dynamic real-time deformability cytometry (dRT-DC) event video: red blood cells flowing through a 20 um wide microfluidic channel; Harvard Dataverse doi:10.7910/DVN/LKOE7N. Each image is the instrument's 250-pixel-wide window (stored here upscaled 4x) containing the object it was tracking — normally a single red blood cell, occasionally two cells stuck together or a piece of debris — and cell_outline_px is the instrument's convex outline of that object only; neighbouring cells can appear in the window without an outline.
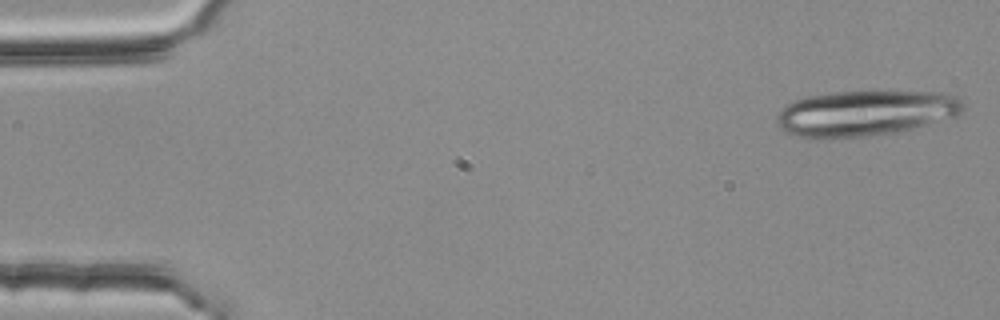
{"species": "common noctule bat (a hibernating species)", "species_latin": "Nyctalus noctula", "temperature_condition": "room temperature", "stored_images_in_passage": 19, "camera_frame_rate_fps": 3000, "um_per_image_px": 0.085, "animal": {"sex": "female", "body_mass_g": 25.1}, "frame": {"image": 1, "passage_image": 1, "time_ms": 0.0, "image_size_px": [1000, 320], "cell_outline_px": [[964, 112], [960, 116], [912, 128], [892, 132], [864, 136], [824, 140], [796, 136], [780, 128], [776, 124], [776, 120], [780, 112], [792, 100], [808, 96], [832, 92], [868, 88], [940, 92], [952, 96], [960, 100], [964, 104]], "centroid_in_image_um": [73.58, 9.57], "position_along_channel_um": 11.4, "area_um2": 51.04}}